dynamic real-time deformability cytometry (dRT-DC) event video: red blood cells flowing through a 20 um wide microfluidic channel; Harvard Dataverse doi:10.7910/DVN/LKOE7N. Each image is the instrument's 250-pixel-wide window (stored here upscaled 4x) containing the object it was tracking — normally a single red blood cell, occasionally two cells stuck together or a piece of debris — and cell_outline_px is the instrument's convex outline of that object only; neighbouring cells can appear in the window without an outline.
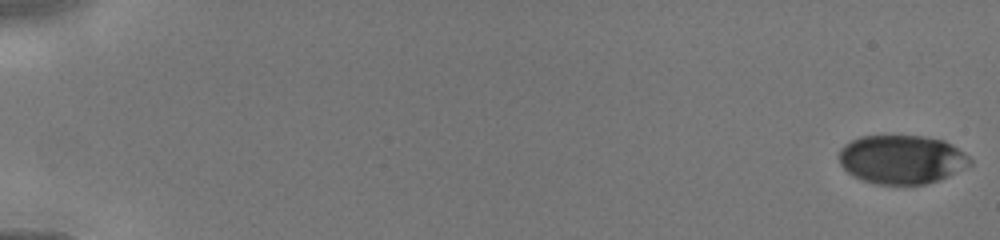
{"species": "human", "species_latin": "Homo sapiens", "temperature_condition": "cold", "stored_images_in_passage": 20, "camera_frame_rate_fps": 3000, "um_per_image_px": 0.085, "donor": {"sex": "male"}, "frame": {"image": 1, "passage_image": 1, "time_ms": 0.0, "image_size_px": [1000, 240], "cell_outline_px": [[972, 164], [940, 180], [924, 184], [876, 184], [852, 176], [840, 164], [840, 148], [844, 144], [860, 136], [924, 136], [944, 140], [952, 144], [964, 152], [972, 160]], "centroid_in_image_um": [76.66, 13.55], "position_along_channel_um": 8.3, "area_um2": 37.28}}
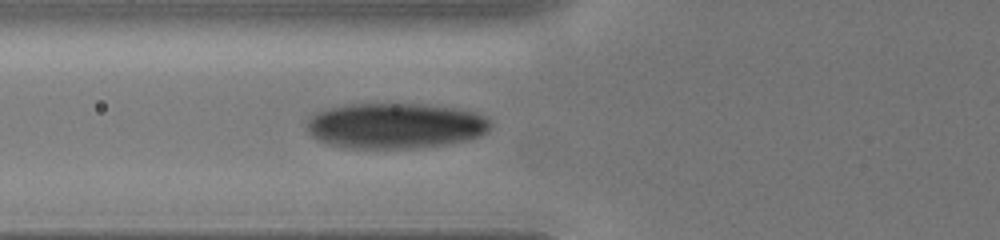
{"frame": {"image": 2, "passage_image": 15, "time_ms": 6.0, "image_size_px": [1000, 240], "cell_outline_px": [[492, 124], [488, 132], [480, 136], [468, 140], [444, 144], [412, 148], [344, 148], [328, 144], [316, 140], [308, 132], [308, 120], [316, 112], [328, 108], [348, 104], [420, 104], [456, 108], [476, 112], [484, 116]], "centroid_in_image_um": [33.6, 10.69], "position_along_channel_um": 92.2, "area_um2": 48.9}}
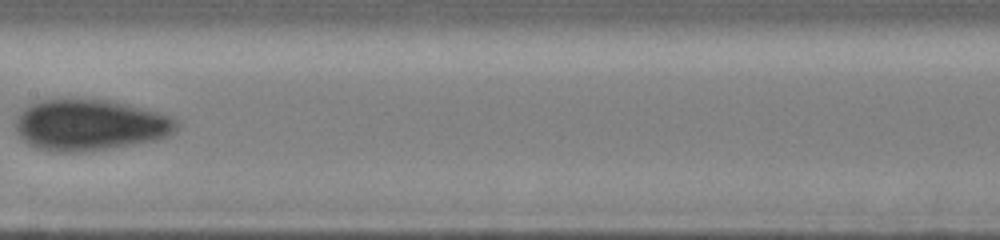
{"frame": {"image": 3, "passage_image": 20, "time_ms": 8.333, "image_size_px": [1000, 240], "cell_outline_px": [[180, 128], [176, 132], [168, 136], [156, 140], [104, 148], [76, 152], [52, 152], [28, 144], [16, 132], [16, 116], [28, 104], [40, 100], [112, 100], [160, 112], [172, 116], [180, 124]], "centroid_in_image_um": [7.68, 10.61], "position_along_channel_um": 199.7, "area_um2": 47.92}}